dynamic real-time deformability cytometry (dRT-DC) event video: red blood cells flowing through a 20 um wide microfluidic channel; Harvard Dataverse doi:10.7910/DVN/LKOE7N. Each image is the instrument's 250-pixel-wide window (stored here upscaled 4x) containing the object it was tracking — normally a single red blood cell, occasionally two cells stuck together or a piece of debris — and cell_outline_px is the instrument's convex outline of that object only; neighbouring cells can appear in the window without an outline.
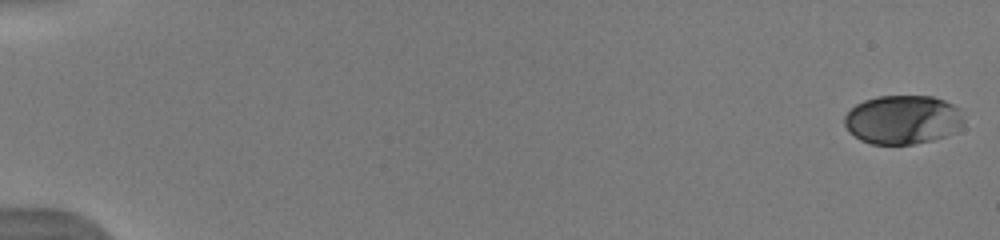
{"species": "human", "species_latin": "Homo sapiens", "temperature_condition": "warm", "stored_images_in_passage": 16, "camera_frame_rate_fps": 3000, "um_per_image_px": 0.085, "donor": {"sex": "male"}, "frame": {"image": 1, "passage_image": 1, "time_ms": 0.0, "image_size_px": [1000, 240], "cell_outline_px": [[964, 120], [956, 132], [932, 140], [912, 144], [872, 144], [860, 140], [848, 132], [844, 124], [844, 116], [856, 104], [864, 100], [876, 96], [932, 96], [944, 100], [960, 108]], "centroid_in_image_um": [76.72, 10.17], "position_along_channel_um": 8.3, "area_um2": 34.22}}
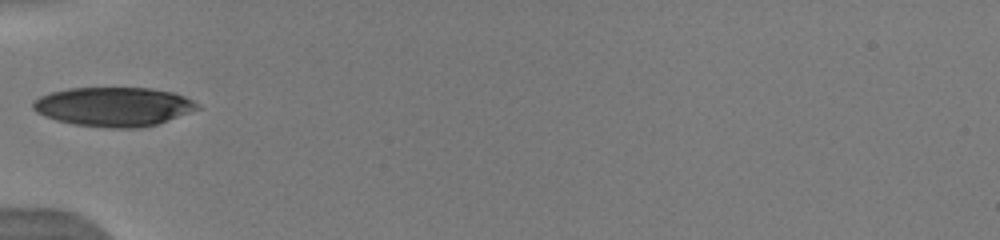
{"frame": {"image": 2, "passage_image": 8, "time_ms": 6.333, "image_size_px": [1000, 240], "cell_outline_px": [[200, 108], [156, 124], [140, 128], [108, 128], [76, 124], [56, 120], [44, 116], [36, 112], [32, 108], [32, 100], [40, 96], [52, 92], [68, 88], [152, 88], [172, 92], [184, 96], [200, 104]], "centroid_in_image_um": [9.63, 9.06], "position_along_channel_um": 75.4, "area_um2": 37.45}}
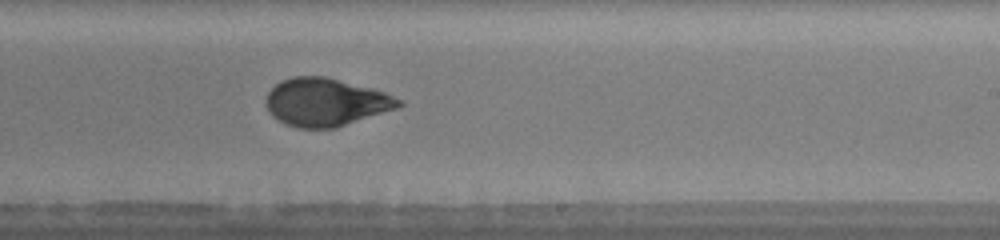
{"frame": {"image": 3, "passage_image": 14, "time_ms": 11.0, "image_size_px": [1000, 240], "cell_outline_px": [[404, 104], [396, 108], [336, 128], [296, 128], [284, 124], [272, 116], [268, 112], [264, 104], [264, 100], [268, 92], [280, 80], [292, 76], [324, 76], [384, 92], [404, 100]], "centroid_in_image_um": [27.63, 8.69], "position_along_channel_um": 261.4, "area_um2": 37.17}}